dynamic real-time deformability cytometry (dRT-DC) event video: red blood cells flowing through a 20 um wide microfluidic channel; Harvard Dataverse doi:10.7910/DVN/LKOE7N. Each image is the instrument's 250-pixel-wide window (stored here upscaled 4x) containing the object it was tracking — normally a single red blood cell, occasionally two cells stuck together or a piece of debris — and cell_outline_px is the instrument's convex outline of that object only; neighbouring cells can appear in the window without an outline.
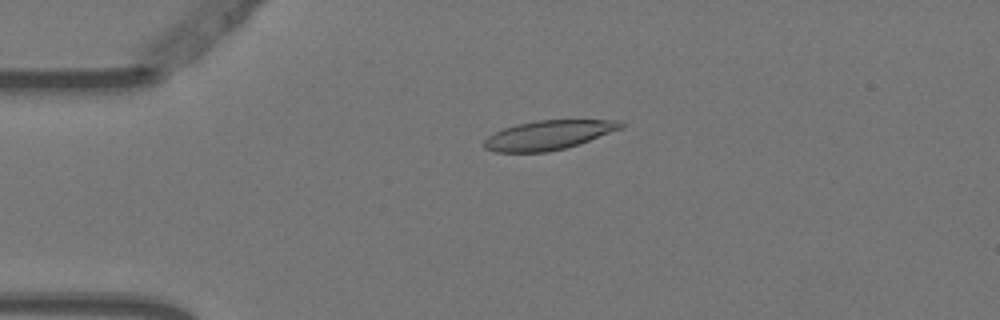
{"species": "Egyptian fruit bat (a non-hibernating species)", "species_latin": "Rousettus aegyptiacus", "temperature_condition": "warm", "stored_images_in_passage": 5, "camera_frame_rate_fps": 3000, "um_per_image_px": 0.085, "animal": {"sex": "female"}, "frame": {"image": 1, "passage_image": 4, "time_ms": 1.0, "image_size_px": [1000, 320], "cell_outline_px": [[624, 128], [580, 144], [548, 152], [496, 152], [484, 148], [484, 140], [488, 136], [504, 128], [516, 124], [536, 120], [620, 120], [624, 124]], "centroid_in_image_um": [46.65, 11.48], "position_along_channel_um": 38.3, "area_um2": 23.41}}